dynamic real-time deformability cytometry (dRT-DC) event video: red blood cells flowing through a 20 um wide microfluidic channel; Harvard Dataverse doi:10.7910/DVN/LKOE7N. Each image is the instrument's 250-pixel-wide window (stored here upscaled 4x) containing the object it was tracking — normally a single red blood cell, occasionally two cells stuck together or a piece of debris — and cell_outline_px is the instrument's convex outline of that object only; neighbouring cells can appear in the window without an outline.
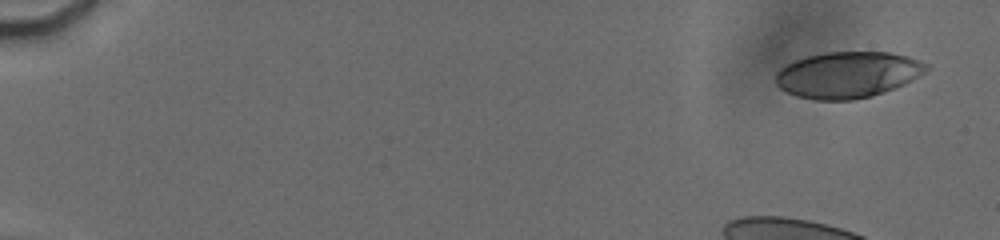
{"species": "human", "species_latin": "Homo sapiens", "temperature_condition": "cold", "stored_images_in_passage": 51, "camera_frame_rate_fps": 3000, "um_per_image_px": 0.085, "donor": {"sex": "male"}, "frame": {"image": 1, "passage_image": 4, "time_ms": 0.667, "image_size_px": [1000, 240], "cell_outline_px": [[932, 68], [912, 80], [904, 84], [884, 92], [872, 96], [852, 100], [816, 100], [796, 96], [780, 88], [776, 84], [776, 72], [780, 68], [796, 60], [808, 56], [824, 52], [888, 52], [908, 56], [920, 60], [928, 64]], "centroid_in_image_um": [72.09, 6.35], "position_along_channel_um": 12.9, "area_um2": 40.69}}
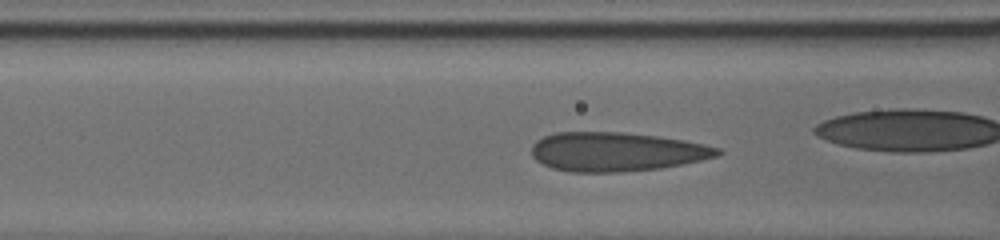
{"frame": {"image": 2, "passage_image": 29, "time_ms": 7.333, "image_size_px": [1000, 240], "cell_outline_px": [[724, 152], [720, 156], [660, 168], [620, 172], [572, 172], [552, 168], [536, 160], [532, 156], [532, 144], [536, 140], [544, 136], [556, 132], [624, 132], [656, 136], [684, 140], [704, 144], [720, 148]], "centroid_in_image_um": [52.4, 12.89], "position_along_channel_um": 114.2, "area_um2": 42.37}}
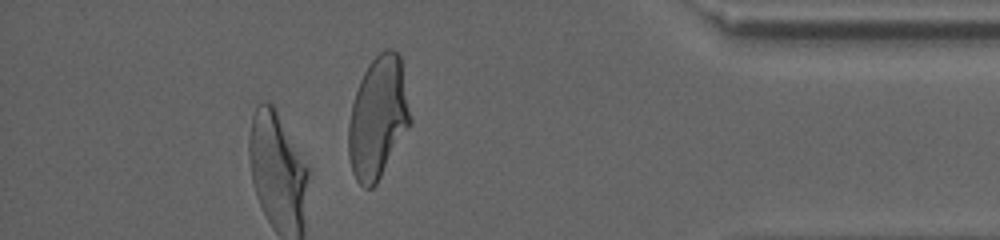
{"frame": {"image": 3, "passage_image": 49, "time_ms": 16.333, "image_size_px": [1000, 240], "cell_outline_px": [[412, 124], [376, 184], [372, 188], [364, 188], [356, 180], [352, 172], [348, 156], [348, 124], [352, 104], [360, 80], [368, 64], [380, 52], [388, 48], [392, 48], [400, 52], [412, 120]], "centroid_in_image_um": [32.15, 10.0], "position_along_channel_um": 403.1, "area_um2": 44.33}, "authors_computed_cell_mechanics": {"area_um2": 41.038, "velocity_mm_per_s": 3.7962, "shape_relaxation_time_tau1_ms": 8.0895, "shape_relaxation_time_tau2_ms": null, "deformation_change_tau1": 0.2145, "deformation_change_tau2": null}}